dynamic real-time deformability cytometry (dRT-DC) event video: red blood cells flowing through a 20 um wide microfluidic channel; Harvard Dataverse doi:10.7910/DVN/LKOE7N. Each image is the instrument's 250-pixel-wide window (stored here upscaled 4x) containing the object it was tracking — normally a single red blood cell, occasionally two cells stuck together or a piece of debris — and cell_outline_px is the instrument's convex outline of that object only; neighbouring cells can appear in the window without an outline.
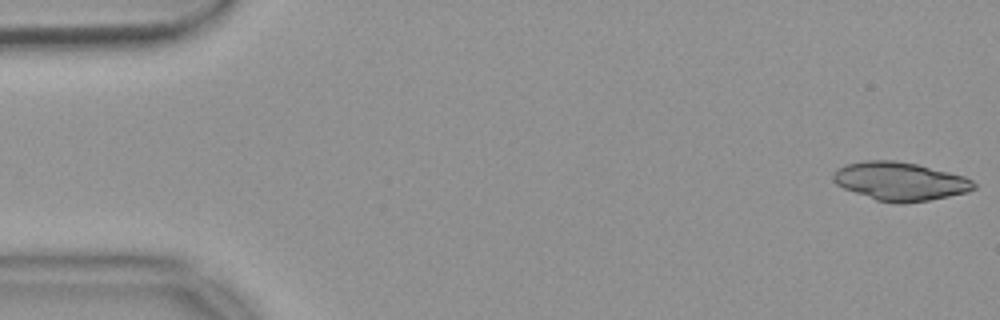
{"species": "common noctule bat (a hibernating species)", "species_latin": "Nyctalus noctula", "temperature_condition": "warm", "stored_images_in_passage": 53, "segment_of_instrument_passage": [1, 2], "camera_frame_rate_fps": 3000, "um_per_image_px": 0.085, "animal": {"sex": "female", "body_mass_g": 18.4}, "frame": {"image": 1, "passage_image": 1, "time_ms": 0.0, "image_size_px": [1000, 320], "cell_outline_px": [[976, 188], [968, 192], [928, 200], [904, 204], [896, 204], [876, 200], [844, 188], [836, 184], [832, 180], [832, 172], [836, 168], [844, 164], [864, 160], [896, 160], [916, 164], [964, 176], [972, 180], [976, 184]], "centroid_in_image_um": [76.46, 15.41], "position_along_channel_um": 8.5, "area_um2": 31.67}}